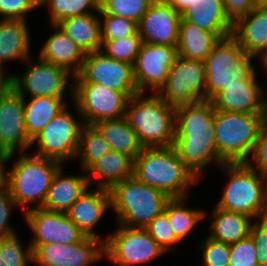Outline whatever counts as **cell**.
Returning a JSON list of instances; mask_svg holds the SVG:
<instances>
[{"mask_svg": "<svg viewBox=\"0 0 267 266\" xmlns=\"http://www.w3.org/2000/svg\"><path fill=\"white\" fill-rule=\"evenodd\" d=\"M214 111L209 100L176 106L173 148L201 180L207 167L225 164L216 150Z\"/></svg>", "mask_w": 267, "mask_h": 266, "instance_id": "cell-1", "label": "cell"}, {"mask_svg": "<svg viewBox=\"0 0 267 266\" xmlns=\"http://www.w3.org/2000/svg\"><path fill=\"white\" fill-rule=\"evenodd\" d=\"M17 155V159L14 158ZM12 168L7 165L12 159ZM5 166V185L23 214L42 208L52 179L62 164L56 160L36 156L32 153H13L7 155ZM8 169V170H7ZM34 204V205H33Z\"/></svg>", "mask_w": 267, "mask_h": 266, "instance_id": "cell-2", "label": "cell"}, {"mask_svg": "<svg viewBox=\"0 0 267 266\" xmlns=\"http://www.w3.org/2000/svg\"><path fill=\"white\" fill-rule=\"evenodd\" d=\"M133 176L139 182L160 189L170 198L189 197L190 187L200 182L173 146L145 147L134 159Z\"/></svg>", "mask_w": 267, "mask_h": 266, "instance_id": "cell-3", "label": "cell"}, {"mask_svg": "<svg viewBox=\"0 0 267 266\" xmlns=\"http://www.w3.org/2000/svg\"><path fill=\"white\" fill-rule=\"evenodd\" d=\"M219 169L228 179L215 206L254 220L267 217V177L247 163L223 164Z\"/></svg>", "mask_w": 267, "mask_h": 266, "instance_id": "cell-4", "label": "cell"}, {"mask_svg": "<svg viewBox=\"0 0 267 266\" xmlns=\"http://www.w3.org/2000/svg\"><path fill=\"white\" fill-rule=\"evenodd\" d=\"M176 106L157 93H138L128 101L125 118L145 147L173 146Z\"/></svg>", "mask_w": 267, "mask_h": 266, "instance_id": "cell-5", "label": "cell"}, {"mask_svg": "<svg viewBox=\"0 0 267 266\" xmlns=\"http://www.w3.org/2000/svg\"><path fill=\"white\" fill-rule=\"evenodd\" d=\"M109 191L116 223L134 228H145L164 211L171 199L160 189L139 182L134 176L114 184Z\"/></svg>", "mask_w": 267, "mask_h": 266, "instance_id": "cell-6", "label": "cell"}, {"mask_svg": "<svg viewBox=\"0 0 267 266\" xmlns=\"http://www.w3.org/2000/svg\"><path fill=\"white\" fill-rule=\"evenodd\" d=\"M216 150L225 164L247 163L263 126L262 114L214 111Z\"/></svg>", "mask_w": 267, "mask_h": 266, "instance_id": "cell-7", "label": "cell"}, {"mask_svg": "<svg viewBox=\"0 0 267 266\" xmlns=\"http://www.w3.org/2000/svg\"><path fill=\"white\" fill-rule=\"evenodd\" d=\"M255 56L248 54L232 37L221 39L204 60L205 101H211L226 86L240 85L256 69Z\"/></svg>", "mask_w": 267, "mask_h": 266, "instance_id": "cell-8", "label": "cell"}, {"mask_svg": "<svg viewBox=\"0 0 267 266\" xmlns=\"http://www.w3.org/2000/svg\"><path fill=\"white\" fill-rule=\"evenodd\" d=\"M74 106L73 111L69 104L54 118L44 129L32 140L31 147L36 149L32 154L53 159L62 165L75 160L81 131L85 126V122ZM79 120V121H78Z\"/></svg>", "mask_w": 267, "mask_h": 266, "instance_id": "cell-9", "label": "cell"}, {"mask_svg": "<svg viewBox=\"0 0 267 266\" xmlns=\"http://www.w3.org/2000/svg\"><path fill=\"white\" fill-rule=\"evenodd\" d=\"M117 228L106 236L105 260L115 266L147 265L166 254L145 228L115 224Z\"/></svg>", "mask_w": 267, "mask_h": 266, "instance_id": "cell-10", "label": "cell"}, {"mask_svg": "<svg viewBox=\"0 0 267 266\" xmlns=\"http://www.w3.org/2000/svg\"><path fill=\"white\" fill-rule=\"evenodd\" d=\"M34 60L31 56L24 62L26 69L22 74H13V88L24 98H68L67 95L70 94L69 97L73 101L74 76L65 68L43 61L39 57L38 61Z\"/></svg>", "mask_w": 267, "mask_h": 266, "instance_id": "cell-11", "label": "cell"}, {"mask_svg": "<svg viewBox=\"0 0 267 266\" xmlns=\"http://www.w3.org/2000/svg\"><path fill=\"white\" fill-rule=\"evenodd\" d=\"M205 63L177 56L165 84L157 94L168 104L178 106L205 101Z\"/></svg>", "mask_w": 267, "mask_h": 266, "instance_id": "cell-12", "label": "cell"}, {"mask_svg": "<svg viewBox=\"0 0 267 266\" xmlns=\"http://www.w3.org/2000/svg\"><path fill=\"white\" fill-rule=\"evenodd\" d=\"M129 97L98 83H73V103L85 125L125 116Z\"/></svg>", "mask_w": 267, "mask_h": 266, "instance_id": "cell-13", "label": "cell"}, {"mask_svg": "<svg viewBox=\"0 0 267 266\" xmlns=\"http://www.w3.org/2000/svg\"><path fill=\"white\" fill-rule=\"evenodd\" d=\"M73 83L102 84L125 93L129 98L139 93L133 65L108 57L101 51L86 54L82 69L74 76Z\"/></svg>", "mask_w": 267, "mask_h": 266, "instance_id": "cell-14", "label": "cell"}, {"mask_svg": "<svg viewBox=\"0 0 267 266\" xmlns=\"http://www.w3.org/2000/svg\"><path fill=\"white\" fill-rule=\"evenodd\" d=\"M34 266H92L104 256V241L85 236L74 244L30 245Z\"/></svg>", "mask_w": 267, "mask_h": 266, "instance_id": "cell-15", "label": "cell"}, {"mask_svg": "<svg viewBox=\"0 0 267 266\" xmlns=\"http://www.w3.org/2000/svg\"><path fill=\"white\" fill-rule=\"evenodd\" d=\"M178 56L177 46L143 42L133 65L139 93H157L165 84L169 70Z\"/></svg>", "mask_w": 267, "mask_h": 266, "instance_id": "cell-16", "label": "cell"}, {"mask_svg": "<svg viewBox=\"0 0 267 266\" xmlns=\"http://www.w3.org/2000/svg\"><path fill=\"white\" fill-rule=\"evenodd\" d=\"M22 216L32 234L30 245L53 243L70 245L80 242L86 236L63 212L39 208L30 210Z\"/></svg>", "mask_w": 267, "mask_h": 266, "instance_id": "cell-17", "label": "cell"}, {"mask_svg": "<svg viewBox=\"0 0 267 266\" xmlns=\"http://www.w3.org/2000/svg\"><path fill=\"white\" fill-rule=\"evenodd\" d=\"M31 143L25 127L24 97L12 88L0 100V153H26Z\"/></svg>", "mask_w": 267, "mask_h": 266, "instance_id": "cell-18", "label": "cell"}, {"mask_svg": "<svg viewBox=\"0 0 267 266\" xmlns=\"http://www.w3.org/2000/svg\"><path fill=\"white\" fill-rule=\"evenodd\" d=\"M181 15L166 1H153L138 22L142 41L149 44L177 46Z\"/></svg>", "mask_w": 267, "mask_h": 266, "instance_id": "cell-19", "label": "cell"}, {"mask_svg": "<svg viewBox=\"0 0 267 266\" xmlns=\"http://www.w3.org/2000/svg\"><path fill=\"white\" fill-rule=\"evenodd\" d=\"M108 210L112 211L109 189L89 187L66 214L86 236L99 238L105 242L106 237H102L103 234L100 235L95 229H98L96 227Z\"/></svg>", "mask_w": 267, "mask_h": 266, "instance_id": "cell-20", "label": "cell"}, {"mask_svg": "<svg viewBox=\"0 0 267 266\" xmlns=\"http://www.w3.org/2000/svg\"><path fill=\"white\" fill-rule=\"evenodd\" d=\"M258 68L240 85L226 86L212 100L214 109L262 114L264 87L258 82Z\"/></svg>", "mask_w": 267, "mask_h": 266, "instance_id": "cell-21", "label": "cell"}, {"mask_svg": "<svg viewBox=\"0 0 267 266\" xmlns=\"http://www.w3.org/2000/svg\"><path fill=\"white\" fill-rule=\"evenodd\" d=\"M49 25L54 31L41 46L38 57L43 61L65 68L73 76L78 75L86 54L58 24Z\"/></svg>", "mask_w": 267, "mask_h": 266, "instance_id": "cell-22", "label": "cell"}, {"mask_svg": "<svg viewBox=\"0 0 267 266\" xmlns=\"http://www.w3.org/2000/svg\"><path fill=\"white\" fill-rule=\"evenodd\" d=\"M65 166L55 173L42 209L66 213L90 187L85 171L81 170V175H67Z\"/></svg>", "mask_w": 267, "mask_h": 266, "instance_id": "cell-23", "label": "cell"}, {"mask_svg": "<svg viewBox=\"0 0 267 266\" xmlns=\"http://www.w3.org/2000/svg\"><path fill=\"white\" fill-rule=\"evenodd\" d=\"M28 20L0 19V67L11 61L22 63L32 56Z\"/></svg>", "mask_w": 267, "mask_h": 266, "instance_id": "cell-24", "label": "cell"}, {"mask_svg": "<svg viewBox=\"0 0 267 266\" xmlns=\"http://www.w3.org/2000/svg\"><path fill=\"white\" fill-rule=\"evenodd\" d=\"M231 36L248 54L256 57L267 45V8L257 5L237 19Z\"/></svg>", "mask_w": 267, "mask_h": 266, "instance_id": "cell-25", "label": "cell"}, {"mask_svg": "<svg viewBox=\"0 0 267 266\" xmlns=\"http://www.w3.org/2000/svg\"><path fill=\"white\" fill-rule=\"evenodd\" d=\"M181 18L215 33L220 39L232 34L233 23L226 16L223 0H193Z\"/></svg>", "mask_w": 267, "mask_h": 266, "instance_id": "cell-26", "label": "cell"}, {"mask_svg": "<svg viewBox=\"0 0 267 266\" xmlns=\"http://www.w3.org/2000/svg\"><path fill=\"white\" fill-rule=\"evenodd\" d=\"M134 160L126 154L111 151L93 163L85 172L90 187L110 189L114 184L133 177Z\"/></svg>", "mask_w": 267, "mask_h": 266, "instance_id": "cell-27", "label": "cell"}, {"mask_svg": "<svg viewBox=\"0 0 267 266\" xmlns=\"http://www.w3.org/2000/svg\"><path fill=\"white\" fill-rule=\"evenodd\" d=\"M209 238L232 244L250 235L253 218L235 212L226 211L216 206L211 209Z\"/></svg>", "mask_w": 267, "mask_h": 266, "instance_id": "cell-28", "label": "cell"}, {"mask_svg": "<svg viewBox=\"0 0 267 266\" xmlns=\"http://www.w3.org/2000/svg\"><path fill=\"white\" fill-rule=\"evenodd\" d=\"M58 26L85 54L101 50L102 39L99 13L71 16L60 21Z\"/></svg>", "mask_w": 267, "mask_h": 266, "instance_id": "cell-29", "label": "cell"}, {"mask_svg": "<svg viewBox=\"0 0 267 266\" xmlns=\"http://www.w3.org/2000/svg\"><path fill=\"white\" fill-rule=\"evenodd\" d=\"M93 126L103 136L112 151L126 154L134 160L144 149L137 133L125 116L96 122Z\"/></svg>", "mask_w": 267, "mask_h": 266, "instance_id": "cell-30", "label": "cell"}, {"mask_svg": "<svg viewBox=\"0 0 267 266\" xmlns=\"http://www.w3.org/2000/svg\"><path fill=\"white\" fill-rule=\"evenodd\" d=\"M67 98L40 96L24 98L25 127L28 137L33 140L44 127L67 105Z\"/></svg>", "mask_w": 267, "mask_h": 266, "instance_id": "cell-31", "label": "cell"}, {"mask_svg": "<svg viewBox=\"0 0 267 266\" xmlns=\"http://www.w3.org/2000/svg\"><path fill=\"white\" fill-rule=\"evenodd\" d=\"M220 40L215 33L202 30L181 18L177 44L179 56L204 61Z\"/></svg>", "mask_w": 267, "mask_h": 266, "instance_id": "cell-32", "label": "cell"}, {"mask_svg": "<svg viewBox=\"0 0 267 266\" xmlns=\"http://www.w3.org/2000/svg\"><path fill=\"white\" fill-rule=\"evenodd\" d=\"M189 197L171 198L164 211L167 213L172 229L174 230L176 238L183 243L189 234L195 230L197 224L203 222L208 215V211L201 208H194L187 206Z\"/></svg>", "mask_w": 267, "mask_h": 266, "instance_id": "cell-33", "label": "cell"}, {"mask_svg": "<svg viewBox=\"0 0 267 266\" xmlns=\"http://www.w3.org/2000/svg\"><path fill=\"white\" fill-rule=\"evenodd\" d=\"M111 151V147L98 130L93 125H85L81 131L78 152L74 161H79L81 169L86 171L93 163Z\"/></svg>", "mask_w": 267, "mask_h": 266, "instance_id": "cell-34", "label": "cell"}, {"mask_svg": "<svg viewBox=\"0 0 267 266\" xmlns=\"http://www.w3.org/2000/svg\"><path fill=\"white\" fill-rule=\"evenodd\" d=\"M46 7L49 12V23L85 14L99 13L100 0H40V9Z\"/></svg>", "mask_w": 267, "mask_h": 266, "instance_id": "cell-35", "label": "cell"}, {"mask_svg": "<svg viewBox=\"0 0 267 266\" xmlns=\"http://www.w3.org/2000/svg\"><path fill=\"white\" fill-rule=\"evenodd\" d=\"M154 0H100L99 15L120 16L140 21Z\"/></svg>", "mask_w": 267, "mask_h": 266, "instance_id": "cell-36", "label": "cell"}, {"mask_svg": "<svg viewBox=\"0 0 267 266\" xmlns=\"http://www.w3.org/2000/svg\"><path fill=\"white\" fill-rule=\"evenodd\" d=\"M19 234L0 239V266H29L33 264L32 249L22 243Z\"/></svg>", "mask_w": 267, "mask_h": 266, "instance_id": "cell-37", "label": "cell"}, {"mask_svg": "<svg viewBox=\"0 0 267 266\" xmlns=\"http://www.w3.org/2000/svg\"><path fill=\"white\" fill-rule=\"evenodd\" d=\"M143 41L139 33L134 36L102 41L101 52L106 56L134 65Z\"/></svg>", "mask_w": 267, "mask_h": 266, "instance_id": "cell-38", "label": "cell"}, {"mask_svg": "<svg viewBox=\"0 0 267 266\" xmlns=\"http://www.w3.org/2000/svg\"><path fill=\"white\" fill-rule=\"evenodd\" d=\"M102 41H110L134 36L138 33V23L120 16L99 15Z\"/></svg>", "mask_w": 267, "mask_h": 266, "instance_id": "cell-39", "label": "cell"}, {"mask_svg": "<svg viewBox=\"0 0 267 266\" xmlns=\"http://www.w3.org/2000/svg\"><path fill=\"white\" fill-rule=\"evenodd\" d=\"M147 232L168 253L181 242L176 238L165 211L156 216L146 227Z\"/></svg>", "mask_w": 267, "mask_h": 266, "instance_id": "cell-40", "label": "cell"}, {"mask_svg": "<svg viewBox=\"0 0 267 266\" xmlns=\"http://www.w3.org/2000/svg\"><path fill=\"white\" fill-rule=\"evenodd\" d=\"M207 237V238H206ZM199 244L202 266H229L230 244L213 240L206 236ZM201 245V246H200Z\"/></svg>", "mask_w": 267, "mask_h": 266, "instance_id": "cell-41", "label": "cell"}, {"mask_svg": "<svg viewBox=\"0 0 267 266\" xmlns=\"http://www.w3.org/2000/svg\"><path fill=\"white\" fill-rule=\"evenodd\" d=\"M255 243L248 237L230 244L229 266H259Z\"/></svg>", "mask_w": 267, "mask_h": 266, "instance_id": "cell-42", "label": "cell"}, {"mask_svg": "<svg viewBox=\"0 0 267 266\" xmlns=\"http://www.w3.org/2000/svg\"><path fill=\"white\" fill-rule=\"evenodd\" d=\"M17 208L9 188L4 184L0 187V239L17 234V228L15 229L10 223L13 209L16 210Z\"/></svg>", "mask_w": 267, "mask_h": 266, "instance_id": "cell-43", "label": "cell"}, {"mask_svg": "<svg viewBox=\"0 0 267 266\" xmlns=\"http://www.w3.org/2000/svg\"><path fill=\"white\" fill-rule=\"evenodd\" d=\"M40 8V0H0V19L28 20V14Z\"/></svg>", "mask_w": 267, "mask_h": 266, "instance_id": "cell-44", "label": "cell"}, {"mask_svg": "<svg viewBox=\"0 0 267 266\" xmlns=\"http://www.w3.org/2000/svg\"><path fill=\"white\" fill-rule=\"evenodd\" d=\"M250 236L255 243L259 266H267V217L253 221Z\"/></svg>", "mask_w": 267, "mask_h": 266, "instance_id": "cell-45", "label": "cell"}, {"mask_svg": "<svg viewBox=\"0 0 267 266\" xmlns=\"http://www.w3.org/2000/svg\"><path fill=\"white\" fill-rule=\"evenodd\" d=\"M247 164L253 170L267 177V124H263L258 141Z\"/></svg>", "mask_w": 267, "mask_h": 266, "instance_id": "cell-46", "label": "cell"}, {"mask_svg": "<svg viewBox=\"0 0 267 266\" xmlns=\"http://www.w3.org/2000/svg\"><path fill=\"white\" fill-rule=\"evenodd\" d=\"M223 3L226 16L232 23L258 5L257 0H223Z\"/></svg>", "mask_w": 267, "mask_h": 266, "instance_id": "cell-47", "label": "cell"}, {"mask_svg": "<svg viewBox=\"0 0 267 266\" xmlns=\"http://www.w3.org/2000/svg\"><path fill=\"white\" fill-rule=\"evenodd\" d=\"M0 67V100L13 88V74Z\"/></svg>", "mask_w": 267, "mask_h": 266, "instance_id": "cell-48", "label": "cell"}, {"mask_svg": "<svg viewBox=\"0 0 267 266\" xmlns=\"http://www.w3.org/2000/svg\"><path fill=\"white\" fill-rule=\"evenodd\" d=\"M166 2L182 15L192 5L193 0H166Z\"/></svg>", "mask_w": 267, "mask_h": 266, "instance_id": "cell-49", "label": "cell"}, {"mask_svg": "<svg viewBox=\"0 0 267 266\" xmlns=\"http://www.w3.org/2000/svg\"><path fill=\"white\" fill-rule=\"evenodd\" d=\"M7 155L0 153V187L5 184V163Z\"/></svg>", "mask_w": 267, "mask_h": 266, "instance_id": "cell-50", "label": "cell"}, {"mask_svg": "<svg viewBox=\"0 0 267 266\" xmlns=\"http://www.w3.org/2000/svg\"><path fill=\"white\" fill-rule=\"evenodd\" d=\"M267 87V86H265ZM267 91L264 88L263 91V112H262V118H263V124H267Z\"/></svg>", "mask_w": 267, "mask_h": 266, "instance_id": "cell-51", "label": "cell"}, {"mask_svg": "<svg viewBox=\"0 0 267 266\" xmlns=\"http://www.w3.org/2000/svg\"><path fill=\"white\" fill-rule=\"evenodd\" d=\"M255 59L259 61H257V64L259 63V67L261 66L262 68H264L265 72L267 73V57H255Z\"/></svg>", "mask_w": 267, "mask_h": 266, "instance_id": "cell-52", "label": "cell"}, {"mask_svg": "<svg viewBox=\"0 0 267 266\" xmlns=\"http://www.w3.org/2000/svg\"><path fill=\"white\" fill-rule=\"evenodd\" d=\"M256 57H267V45Z\"/></svg>", "mask_w": 267, "mask_h": 266, "instance_id": "cell-53", "label": "cell"}, {"mask_svg": "<svg viewBox=\"0 0 267 266\" xmlns=\"http://www.w3.org/2000/svg\"><path fill=\"white\" fill-rule=\"evenodd\" d=\"M259 6H263L267 8V0H257Z\"/></svg>", "mask_w": 267, "mask_h": 266, "instance_id": "cell-54", "label": "cell"}]
</instances>
